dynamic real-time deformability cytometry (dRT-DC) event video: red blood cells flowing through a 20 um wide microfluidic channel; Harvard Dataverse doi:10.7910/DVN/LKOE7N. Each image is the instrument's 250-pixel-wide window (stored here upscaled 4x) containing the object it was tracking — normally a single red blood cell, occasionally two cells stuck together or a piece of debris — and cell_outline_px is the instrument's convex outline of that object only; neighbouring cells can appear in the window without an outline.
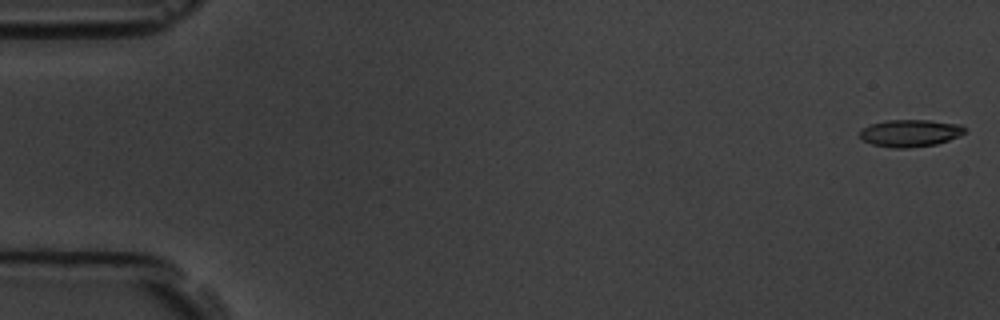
{"species": "common noctule bat (a hibernating species)", "species_latin": "Nyctalus noctula", "temperature_condition": "room temperature", "stored_images_in_passage": 6, "camera_frame_rate_fps": 3000, "um_per_image_px": 0.085, "animal": {"sex": "male", "body_mass_g": 19.5, "forearm_length_mm": 54.6}, "frame": {"image": 1, "passage_image": 1, "time_ms": 0.0, "image_size_px": [1000, 320], "cell_outline_px": [[968, 132], [960, 136], [936, 144], [908, 148], [892, 148], [872, 144], [864, 140], [860, 136], [860, 132], [864, 128], [872, 124], [888, 120], [928, 120], [960, 124]], "centroid_in_image_um": [77.41, 11.32], "position_along_channel_um": 7.6, "area_um2": 16.53}}
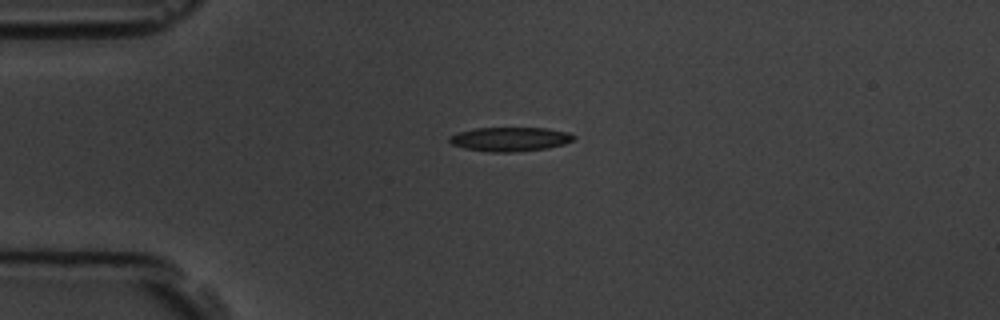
{"frame": {"image": 2, "passage_image": 4, "time_ms": 4.333, "image_size_px": [1000, 320], "cell_outline_px": [[576, 136], [572, 140], [564, 144], [548, 148], [516, 152], [488, 152], [464, 148], [452, 144], [448, 140], [448, 136], [460, 132], [476, 128], [548, 128], [568, 132]], "centroid_in_image_um": [43.35, 11.83], "position_along_channel_um": 41.6, "area_um2": 17.51}}
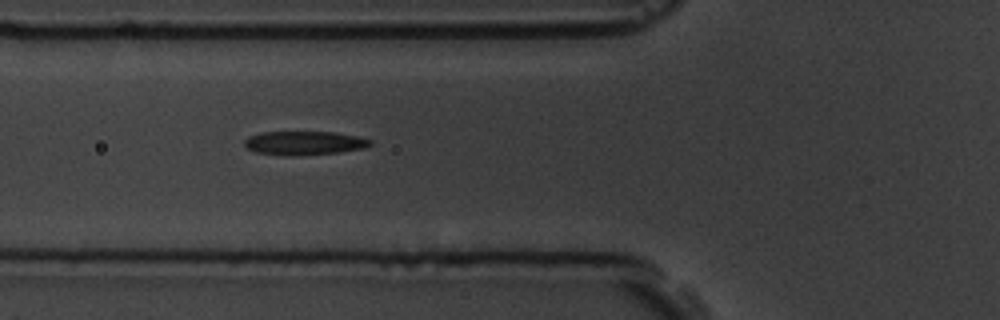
{"frame": {"image": 3, "passage_image": 6, "time_ms": 6.667, "image_size_px": [1000, 320], "cell_outline_px": [[372, 144], [364, 148], [336, 152], [288, 156], [256, 152], [248, 148], [244, 144], [244, 140], [248, 136], [260, 132], [332, 132], [356, 136], [372, 140]], "centroid_in_image_um": [25.82, 12.15], "position_along_channel_um": 100.0, "area_um2": 17.22}}